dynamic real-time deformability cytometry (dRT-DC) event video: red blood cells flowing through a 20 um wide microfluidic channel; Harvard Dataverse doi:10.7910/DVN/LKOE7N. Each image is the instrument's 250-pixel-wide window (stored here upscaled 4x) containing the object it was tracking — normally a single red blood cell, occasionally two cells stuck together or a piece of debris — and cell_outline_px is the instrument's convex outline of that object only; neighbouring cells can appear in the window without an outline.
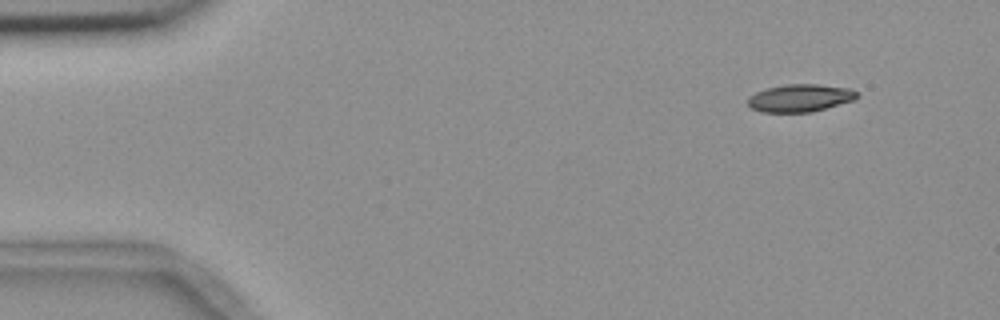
{"species": "common noctule bat (a hibernating species)", "species_latin": "Nyctalus noctula", "temperature_condition": "room temperature", "stored_images_in_passage": 8, "camera_frame_rate_fps": 3000, "um_per_image_px": 0.085, "animal": {"sex": "female", "body_mass_g": 18.4}, "frame": {"image": 1, "passage_image": 1, "time_ms": 0.0, "image_size_px": [1000, 320], "cell_outline_px": [[860, 96], [856, 100], [812, 112], [760, 112], [752, 108], [748, 104], [748, 96], [756, 92], [768, 88], [788, 84], [820, 84], [848, 88], [856, 92]], "centroid_in_image_um": [68.03, 8.33], "position_along_channel_um": 17.0, "area_um2": 17.63}}